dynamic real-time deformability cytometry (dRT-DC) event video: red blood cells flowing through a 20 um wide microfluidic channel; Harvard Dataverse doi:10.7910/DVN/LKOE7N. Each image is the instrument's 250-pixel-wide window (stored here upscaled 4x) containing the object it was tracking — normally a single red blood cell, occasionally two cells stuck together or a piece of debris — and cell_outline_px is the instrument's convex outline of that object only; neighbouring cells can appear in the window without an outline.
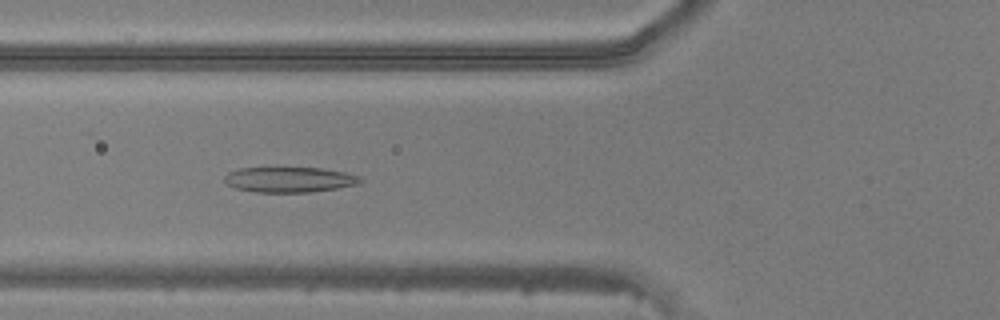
{"species": "common noctule bat (a hibernating species)", "species_latin": "Nyctalus noctula", "temperature_condition": "warm", "stored_images_in_passage": 42, "camera_frame_rate_fps": 3000, "um_per_image_px": 0.085, "animal": {"sex": "male", "body_mass_g": 20.5, "forearm_length_mm": 52.5}, "frame": {"image": 1, "passage_image": 12, "time_ms": 3.667, "image_size_px": [1000, 320], "cell_outline_px": [[364, 180], [360, 184], [336, 188], [308, 192], [256, 192], [236, 188], [228, 184], [224, 180], [224, 176], [228, 172], [240, 168], [320, 168], [344, 172], [360, 176]], "centroid_in_image_um": [24.62, 15.26], "position_along_channel_um": 101.2, "area_um2": 19.94}}
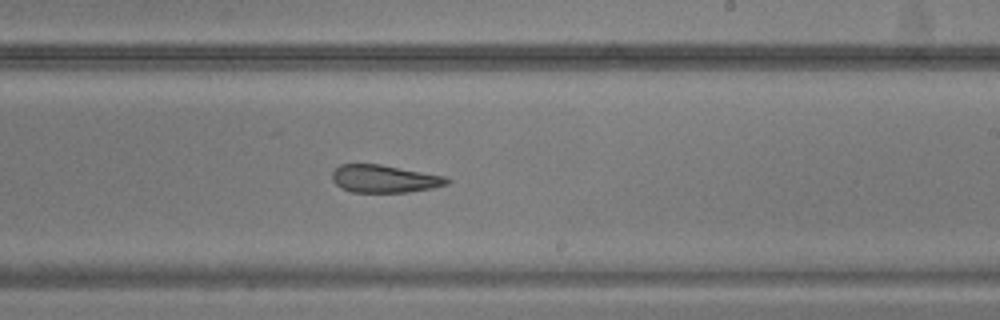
{"frame": {"image": 2, "passage_image": 23, "time_ms": 7.333, "image_size_px": [1000, 320], "cell_outline_px": [[452, 180], [448, 184], [432, 188], [408, 192], [352, 192], [336, 184], [332, 180], [332, 172], [340, 164], [380, 164], [444, 176]], "centroid_in_image_um": [32.68, 15.19], "position_along_channel_um": 256.3, "area_um2": 18.38}}
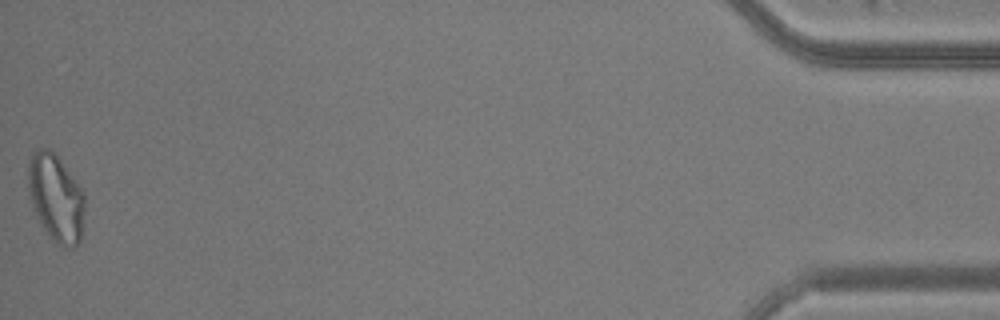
{"frame": {"image": 3, "passage_image": 42, "time_ms": 13.667, "image_size_px": [1000, 320], "cell_outline_px": [[84, 208], [80, 240], [72, 248], [64, 248], [40, 224], [32, 204], [28, 192], [28, 164], [32, 156], [40, 148], [48, 148], [56, 152], [84, 188]], "centroid_in_image_um": [4.78, 16.75], "position_along_channel_um": 430.4, "area_um2": 28.9}}